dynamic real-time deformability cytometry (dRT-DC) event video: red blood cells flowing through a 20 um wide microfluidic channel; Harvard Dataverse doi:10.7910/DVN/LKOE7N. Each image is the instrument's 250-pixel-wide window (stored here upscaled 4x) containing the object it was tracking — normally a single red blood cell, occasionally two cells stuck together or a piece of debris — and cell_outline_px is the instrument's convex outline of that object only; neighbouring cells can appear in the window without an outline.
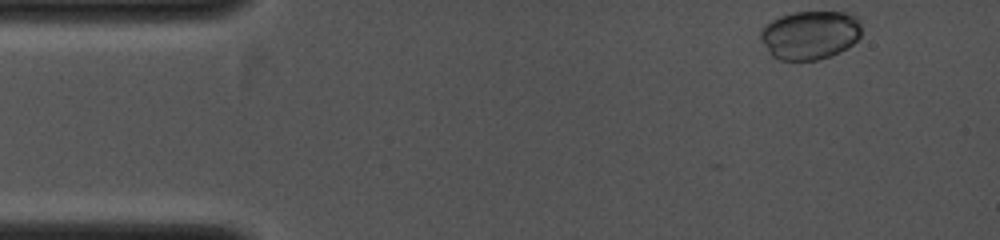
{"species": "common noctule bat (a hibernating species)", "species_latin": "Nyctalus noctula", "temperature_condition": "cold", "stored_images_in_passage": 8, "camera_frame_rate_fps": 4000, "um_per_image_px": 0.085, "animal": {"sex": "female", "body_mass_g": 19.0, "forearm_length_mm": 53.3}, "frame": {"image": 1, "passage_image": 1, "time_ms": 0.0, "image_size_px": [1000, 240], "cell_outline_px": [[860, 36], [852, 44], [840, 52], [816, 60], [780, 60], [772, 56], [768, 52], [760, 40], [760, 32], [772, 20], [780, 16], [792, 12], [852, 12], [860, 16]], "centroid_in_image_um": [68.87, 2.96], "position_along_channel_um": 16.1, "area_um2": 28.84}}